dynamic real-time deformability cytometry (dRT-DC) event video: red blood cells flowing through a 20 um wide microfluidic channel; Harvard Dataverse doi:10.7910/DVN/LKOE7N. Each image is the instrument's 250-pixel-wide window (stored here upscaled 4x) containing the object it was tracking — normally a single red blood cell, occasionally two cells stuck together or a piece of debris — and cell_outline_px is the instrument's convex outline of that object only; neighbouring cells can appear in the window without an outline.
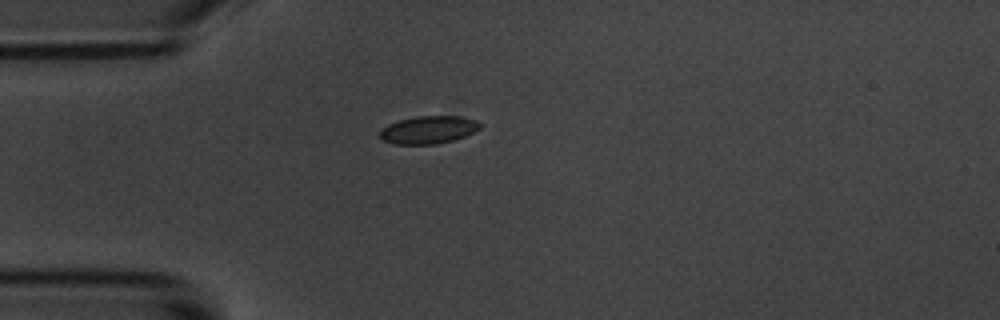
{"species": "common noctule bat (a hibernating species)", "species_latin": "Nyctalus noctula", "temperature_condition": "room temperature", "stored_images_in_passage": 1, "camera_frame_rate_fps": 3000, "um_per_image_px": 0.085, "animal": {"sex": "male", "body_mass_g": 20.1, "forearm_length_mm": 53.5}, "frame": {"image": 1, "passage_image": 1, "time_ms": 0.0, "image_size_px": [1000, 320], "cell_outline_px": [[480, 128], [464, 136], [452, 140], [436, 144], [392, 144], [380, 140], [380, 132], [388, 124], [400, 120], [416, 116], [460, 116], [476, 120], [480, 124]], "centroid_in_image_um": [36.39, 11.04], "position_along_channel_um": 48.6, "area_um2": 16.07}}